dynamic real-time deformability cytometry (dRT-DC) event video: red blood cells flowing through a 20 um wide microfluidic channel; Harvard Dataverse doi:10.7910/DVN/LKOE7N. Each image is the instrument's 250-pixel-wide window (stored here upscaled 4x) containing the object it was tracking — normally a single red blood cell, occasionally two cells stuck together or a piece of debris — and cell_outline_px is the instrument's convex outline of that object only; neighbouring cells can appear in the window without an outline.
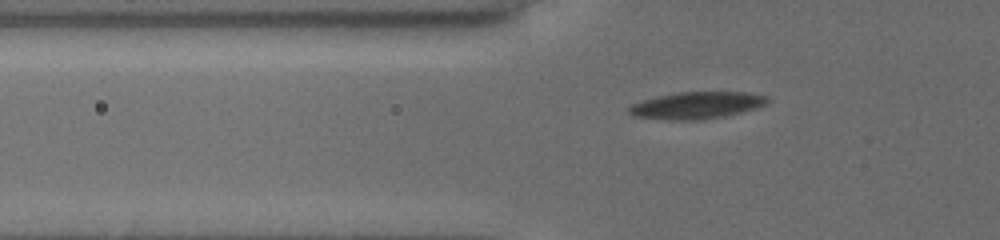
{"species": "common noctule bat (a hibernating species)", "species_latin": "Nyctalus noctula", "temperature_condition": "cold", "stored_images_in_passage": 43, "camera_frame_rate_fps": 3000, "um_per_image_px": 0.085, "animal": {"sex": "female", "body_mass_g": 19.5, "forearm_length_mm": 54.1}, "frame": {"image": 1, "passage_image": 10, "time_ms": 3.0, "image_size_px": [1000, 240], "cell_outline_px": [[768, 104], [756, 108], [724, 116], [704, 120], [672, 120], [632, 116], [628, 112], [628, 108], [632, 104], [644, 100], [660, 96], [680, 92], [748, 92], [768, 96]], "centroid_in_image_um": [59.25, 8.96], "position_along_channel_um": 66.6, "area_um2": 21.68}}
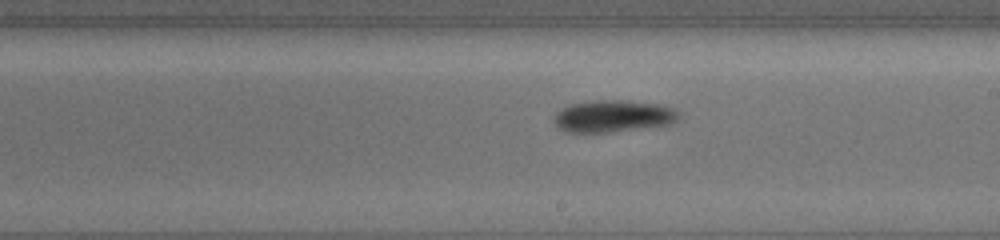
{"frame": {"image": 2, "passage_image": 24, "time_ms": 7.667, "image_size_px": [1000, 240], "cell_outline_px": [[680, 116], [676, 120], [668, 124], [608, 132], [568, 132], [560, 128], [552, 120], [552, 116], [560, 108], [568, 104], [596, 100], [620, 100], [660, 104], [672, 108], [680, 112]], "centroid_in_image_um": [52.06, 9.85], "position_along_channel_um": 236.9, "area_um2": 23.18}}
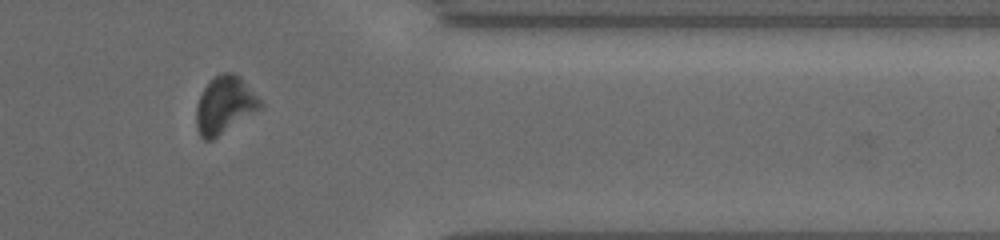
{"frame": {"image": 3, "passage_image": 37, "time_ms": 12.0, "image_size_px": [1000, 240], "cell_outline_px": [[264, 104], [260, 108], [212, 140], [204, 140], [200, 136], [196, 128], [196, 104], [204, 88], [220, 72], [232, 72], [240, 76], [264, 100]], "centroid_in_image_um": [19.12, 8.9], "position_along_channel_um": 392.3, "area_um2": 21.39}}